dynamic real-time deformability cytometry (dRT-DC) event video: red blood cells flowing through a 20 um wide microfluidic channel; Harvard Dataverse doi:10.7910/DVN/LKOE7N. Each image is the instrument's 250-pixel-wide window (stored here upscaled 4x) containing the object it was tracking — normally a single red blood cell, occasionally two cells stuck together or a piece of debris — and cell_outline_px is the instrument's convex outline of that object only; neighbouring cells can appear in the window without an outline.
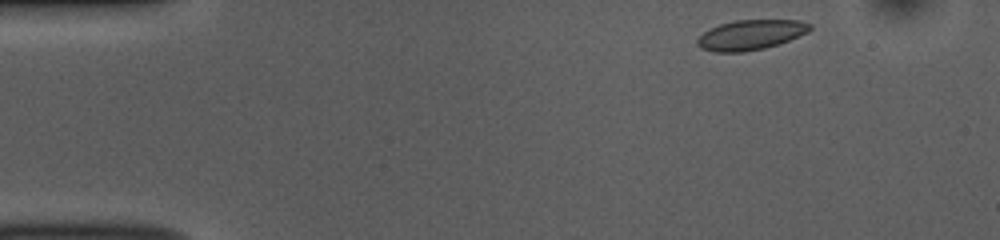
{"species": "common noctule bat (a hibernating species)", "species_latin": "Nyctalus noctula", "temperature_condition": "room temperature", "stored_images_in_passage": 46, "camera_frame_rate_fps": 3000, "um_per_image_px": 0.085, "animal": {"sex": "female", "body_mass_g": 10.0, "forearm_length_mm": 53.1}, "frame": {"image": 1, "passage_image": 1, "time_ms": 0.0, "image_size_px": [1000, 240], "cell_outline_px": [[812, 28], [808, 32], [788, 40], [764, 48], [744, 52], [712, 52], [700, 48], [696, 44], [696, 40], [704, 32], [720, 24], [736, 20], [800, 20], [812, 24]], "centroid_in_image_um": [63.8, 2.96], "position_along_channel_um": 21.2, "area_um2": 19.59}}
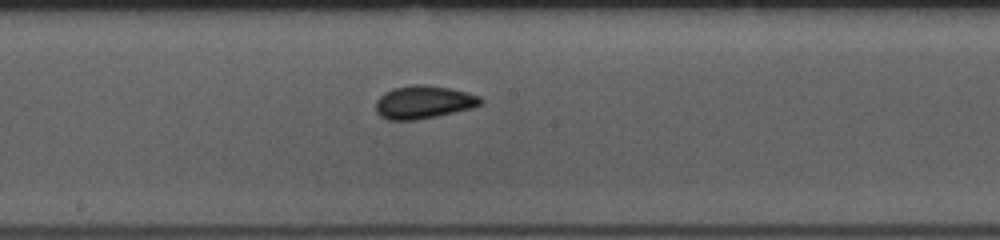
{"frame": {"image": 2, "passage_image": 22, "time_ms": 7.0, "image_size_px": [1000, 240], "cell_outline_px": [[484, 100], [480, 104], [472, 108], [436, 116], [416, 120], [388, 120], [380, 116], [376, 112], [376, 100], [384, 92], [392, 88], [416, 84], [420, 84], [452, 88], [480, 96]], "centroid_in_image_um": [35.99, 8.68], "position_along_channel_um": 212.2, "area_um2": 20.23}}
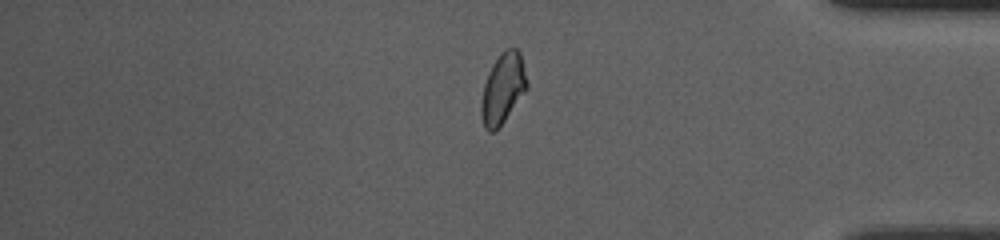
{"frame": {"image": 3, "passage_image": 38, "time_ms": 12.333, "image_size_px": [1000, 240], "cell_outline_px": [[528, 88], [504, 120], [492, 132], [488, 132], [484, 128], [480, 116], [480, 104], [484, 84], [488, 72], [492, 64], [500, 52], [504, 48], [516, 48], [520, 52], [528, 84]], "centroid_in_image_um": [42.72, 7.49], "position_along_channel_um": 392.5, "area_um2": 18.79}, "authors_computed_cell_mechanics": {"area_um2": 19.2474, "velocity_mm_per_s": 3.8544, "shape_relaxation_time_tau1_ms": 6.8752, "shape_relaxation_time_tau2_ms": 0.6771, "deformation_change_tau1": 0.1178, "deformation_change_tau2": 0.0291}}